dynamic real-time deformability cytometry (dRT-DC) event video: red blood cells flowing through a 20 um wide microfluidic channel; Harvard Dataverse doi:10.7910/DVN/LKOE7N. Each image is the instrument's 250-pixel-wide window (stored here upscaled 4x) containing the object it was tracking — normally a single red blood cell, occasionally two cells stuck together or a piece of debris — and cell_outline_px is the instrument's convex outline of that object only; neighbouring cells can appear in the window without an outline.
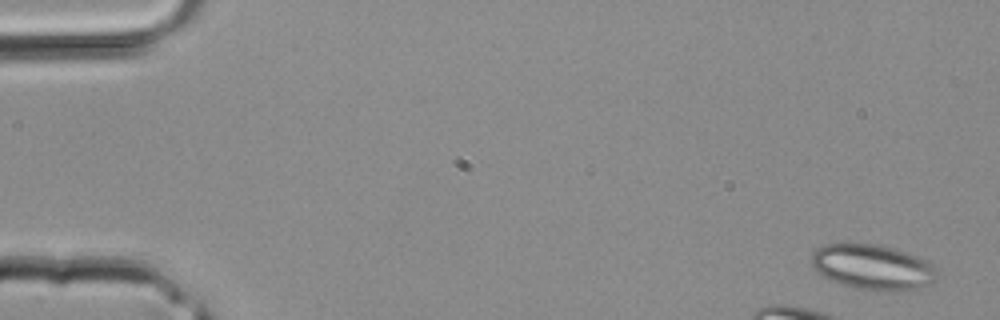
{"species": "common noctule bat (a hibernating species)", "species_latin": "Nyctalus noctula", "temperature_condition": "room temperature", "stored_images_in_passage": 3, "camera_frame_rate_fps": 3000, "um_per_image_px": 0.085, "animal": {"sex": "male", "body_mass_g": 20.4}, "frame": {"image": 1, "passage_image": 1, "time_ms": 0.0, "image_size_px": [1000, 320], "cell_outline_px": [[940, 280], [932, 284], [908, 292], [860, 288], [844, 284], [832, 280], [816, 272], [812, 264], [812, 252], [816, 248], [824, 244], [876, 244], [896, 248], [908, 252], [928, 260], [936, 268]], "centroid_in_image_um": [74.28, 22.7], "position_along_channel_um": 10.7, "area_um2": 33.47}}